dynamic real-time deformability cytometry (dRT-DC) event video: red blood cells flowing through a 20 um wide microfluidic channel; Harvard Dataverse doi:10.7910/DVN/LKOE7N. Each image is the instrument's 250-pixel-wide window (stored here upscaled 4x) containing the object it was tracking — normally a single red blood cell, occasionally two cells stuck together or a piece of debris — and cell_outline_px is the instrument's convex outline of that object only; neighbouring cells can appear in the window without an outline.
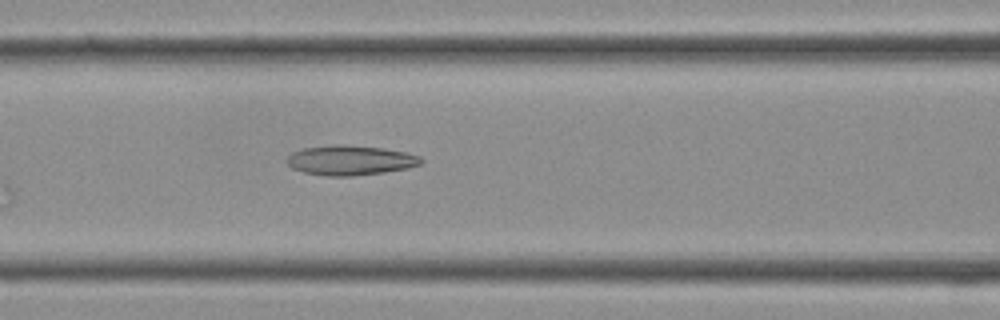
{"species": "Egyptian fruit bat (a non-hibernating species)", "species_latin": "Rousettus aegyptiacus", "temperature_condition": "cold", "stored_images_in_passage": 5, "camera_frame_rate_fps": 3000, "um_per_image_px": 0.085, "frame": {"image": 1, "passage_image": 5, "time_ms": 1.333, "image_size_px": [1000, 320], "cell_outline_px": [[424, 160], [420, 164], [408, 168], [384, 172], [352, 176], [328, 176], [304, 172], [292, 168], [284, 160], [292, 152], [304, 148], [332, 144], [344, 144], [384, 148], [404, 152], [420, 156]], "centroid_in_image_um": [29.75, 13.61], "position_along_channel_um": 136.8, "area_um2": 23.41}}